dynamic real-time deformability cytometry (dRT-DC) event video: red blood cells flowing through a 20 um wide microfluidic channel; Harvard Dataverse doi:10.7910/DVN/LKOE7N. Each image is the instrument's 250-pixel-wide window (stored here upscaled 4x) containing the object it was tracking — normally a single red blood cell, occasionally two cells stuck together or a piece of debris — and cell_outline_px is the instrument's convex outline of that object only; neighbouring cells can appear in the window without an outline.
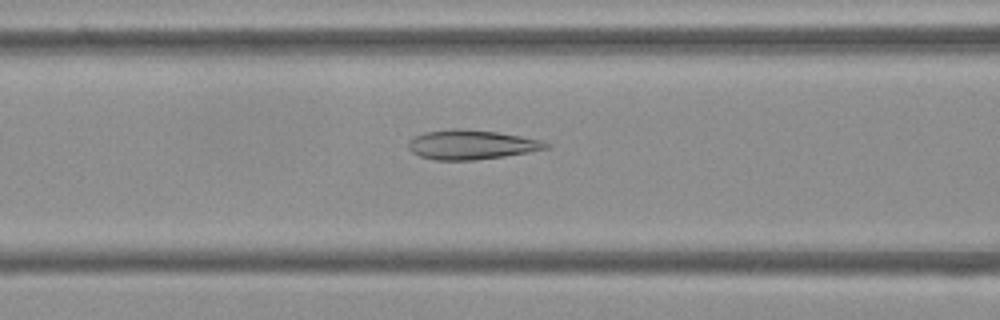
{"species": "Egyptian fruit bat (a non-hibernating species)", "species_latin": "Rousettus aegyptiacus", "temperature_condition": "cold", "stored_images_in_passage": 53, "camera_frame_rate_fps": 3000, "um_per_image_px": 0.085, "frame": {"image": 1, "passage_image": 21, "time_ms": 6.667, "image_size_px": [1000, 320], "cell_outline_px": [[552, 148], [504, 156], [476, 160], [436, 160], [420, 156], [412, 152], [408, 148], [408, 140], [424, 132], [452, 128], [460, 128], [496, 132], [520, 136], [540, 140], [552, 144]], "centroid_in_image_um": [40.08, 12.29], "position_along_channel_um": 126.5, "area_um2": 23.7}}
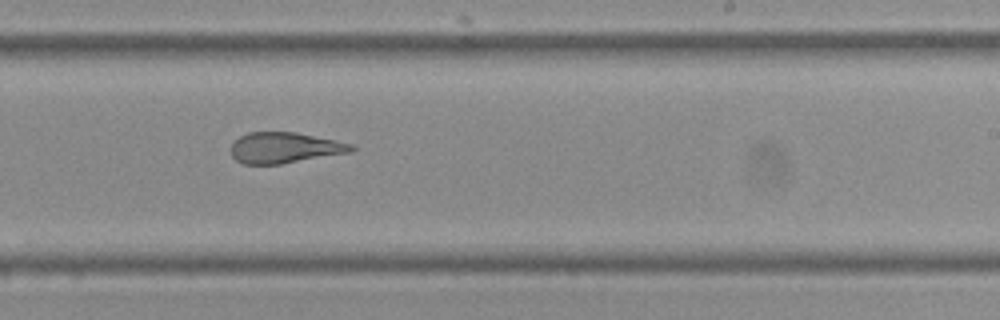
{"frame": {"image": 2, "passage_image": 32, "time_ms": 10.333, "image_size_px": [1000, 320], "cell_outline_px": [[356, 148], [352, 152], [280, 164], [244, 164], [236, 160], [232, 156], [228, 148], [232, 140], [248, 132], [296, 132], [336, 140], [352, 144]], "centroid_in_image_um": [24.14, 12.55], "position_along_channel_um": 264.9, "area_um2": 21.91}}
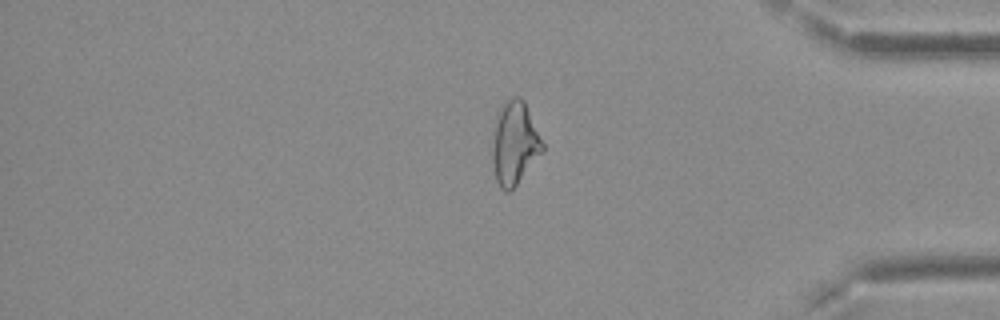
{"frame": {"image": 3, "passage_image": 44, "time_ms": 14.333, "image_size_px": [1000, 320], "cell_outline_px": [[544, 148], [516, 184], [508, 192], [504, 192], [500, 188], [496, 180], [492, 160], [492, 140], [496, 120], [504, 104], [512, 96], [520, 96], [524, 100], [544, 144]], "centroid_in_image_um": [43.72, 12.17], "position_along_channel_um": 391.5, "area_um2": 23.7}, "authors_computed_cell_mechanics": {"area_um2": 25.0274, "velocity_mm_per_s": 3.7749, "shape_relaxation_time_tau1_ms": null, "shape_relaxation_time_tau2_ms": 2.4304, "deformation_change_tau1": null, "deformation_change_tau2": 0.1091}}